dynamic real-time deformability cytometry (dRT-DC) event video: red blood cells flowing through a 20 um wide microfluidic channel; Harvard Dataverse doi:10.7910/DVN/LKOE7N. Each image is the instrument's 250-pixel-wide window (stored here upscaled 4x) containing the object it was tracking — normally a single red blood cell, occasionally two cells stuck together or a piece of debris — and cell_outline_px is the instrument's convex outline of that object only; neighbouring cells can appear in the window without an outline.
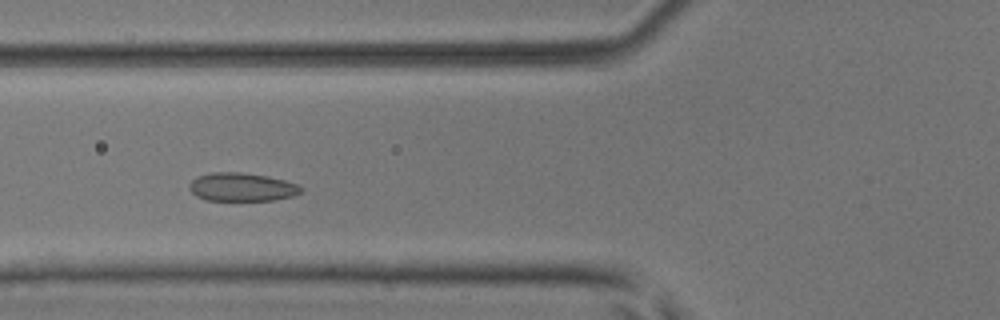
{"species": "common noctule bat (a hibernating species)", "species_latin": "Nyctalus noctula", "temperature_condition": "room temperature", "stored_images_in_passage": 6, "camera_frame_rate_fps": 3000, "um_per_image_px": 0.085, "animal": {"sex": "male", "body_mass_g": 17.9, "forearm_length_mm": 54.2}, "frame": {"image": 1, "passage_image": 4, "time_ms": 1.0, "image_size_px": [1000, 320], "cell_outline_px": [[304, 188], [300, 192], [292, 196], [276, 200], [204, 200], [196, 196], [188, 188], [188, 184], [196, 176], [212, 172], [240, 172], [268, 176], [284, 180], [296, 184]], "centroid_in_image_um": [20.52, 15.89], "position_along_channel_um": 105.3, "area_um2": 18.55}}
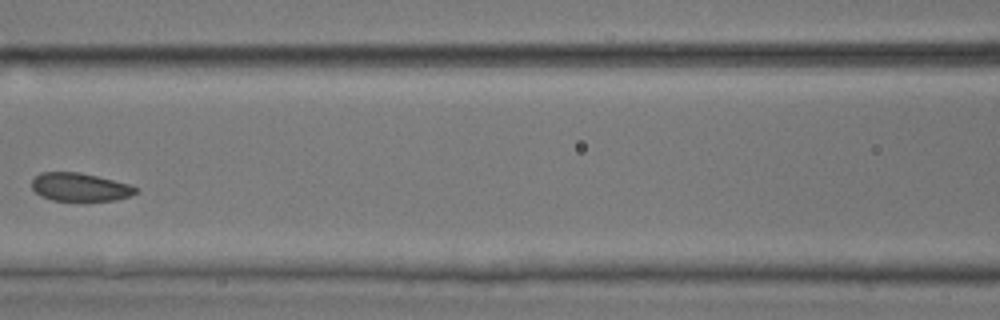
{"frame": {"image": 2, "passage_image": 5, "time_ms": 1.333, "image_size_px": [1000, 320], "cell_outline_px": [[140, 192], [116, 200], [52, 200], [40, 196], [32, 188], [32, 180], [40, 172], [80, 172], [128, 184], [136, 188]], "centroid_in_image_um": [6.77, 15.9], "position_along_channel_um": 159.8, "area_um2": 16.88}}
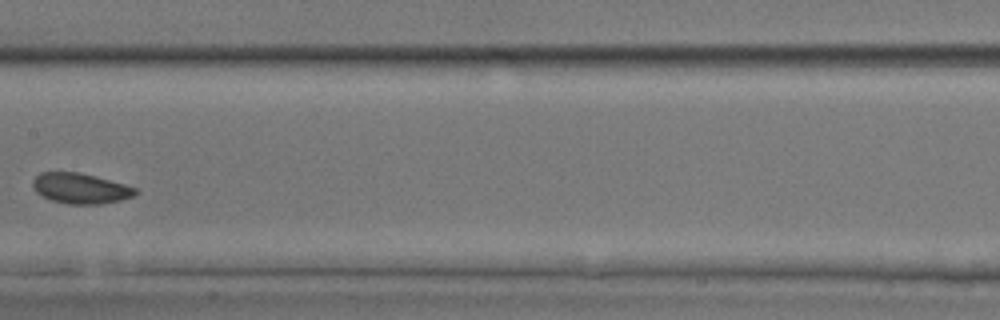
{"frame": {"image": 3, "passage_image": 6, "time_ms": 1.667, "image_size_px": [1000, 320], "cell_outline_px": [[140, 192], [132, 196], [120, 200], [100, 204], [68, 204], [52, 200], [36, 192], [32, 184], [32, 180], [40, 172], [76, 172], [96, 176], [124, 184], [136, 188]], "centroid_in_image_um": [6.84, 16.01], "position_along_channel_um": 200.6, "area_um2": 18.09}}